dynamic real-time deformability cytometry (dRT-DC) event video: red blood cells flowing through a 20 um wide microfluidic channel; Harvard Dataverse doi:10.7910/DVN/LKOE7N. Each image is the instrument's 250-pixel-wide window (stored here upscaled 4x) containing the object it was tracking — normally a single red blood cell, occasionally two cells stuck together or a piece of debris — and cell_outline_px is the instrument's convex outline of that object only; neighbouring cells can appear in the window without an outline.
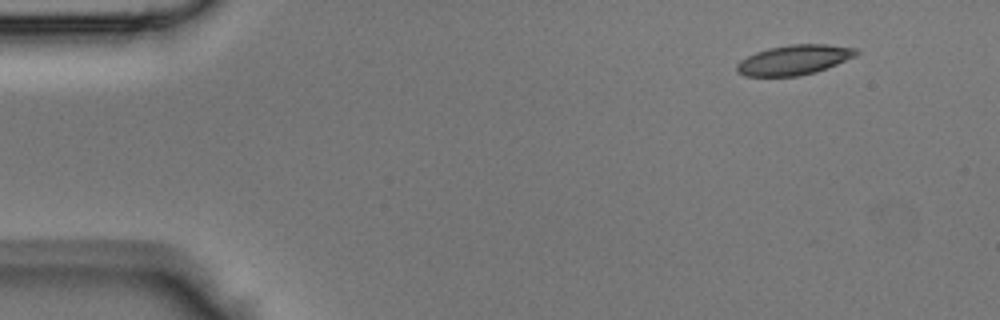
{"species": "Egyptian fruit bat (a non-hibernating species)", "species_latin": "Rousettus aegyptiacus", "temperature_condition": "room temperature", "stored_images_in_passage": 9, "camera_frame_rate_fps": 3000, "um_per_image_px": 0.085, "animal": {"sex": "male"}, "frame": {"image": 1, "passage_image": 1, "time_ms": 0.0, "image_size_px": [1000, 320], "cell_outline_px": [[860, 52], [856, 56], [816, 72], [796, 76], [744, 76], [736, 72], [736, 64], [740, 60], [756, 52], [768, 48], [792, 44], [828, 44], [856, 48]], "centroid_in_image_um": [67.49, 5.09], "position_along_channel_um": 17.5, "area_um2": 20.81}}